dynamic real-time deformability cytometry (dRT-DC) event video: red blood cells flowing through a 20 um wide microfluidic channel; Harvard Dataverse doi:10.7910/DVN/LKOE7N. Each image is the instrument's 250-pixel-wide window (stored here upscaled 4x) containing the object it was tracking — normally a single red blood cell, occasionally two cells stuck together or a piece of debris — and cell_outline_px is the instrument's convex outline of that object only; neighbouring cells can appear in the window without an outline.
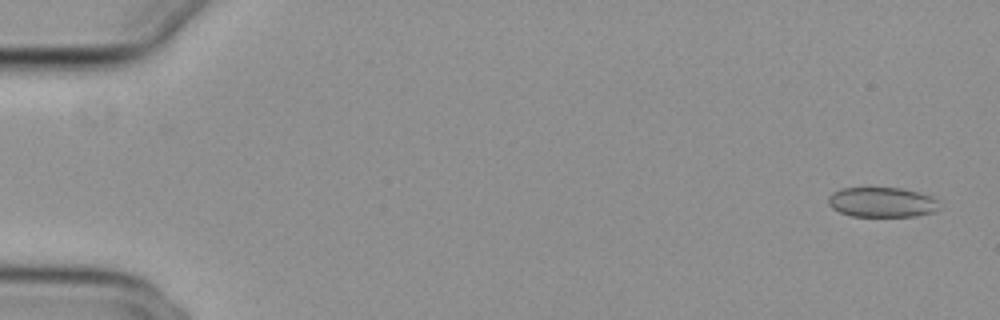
{"species": "common noctule bat (a hibernating species)", "species_latin": "Nyctalus noctula", "temperature_condition": "cold", "stored_images_in_passage": 55, "camera_frame_rate_fps": 3000, "um_per_image_px": 0.085, "animal": {"sex": "female", "body_mass_g": 29.2, "forearm_length_mm": 56.3}, "frame": {"image": 1, "passage_image": 3, "time_ms": 0.667, "image_size_px": [1000, 320], "cell_outline_px": [[940, 208], [936, 212], [916, 216], [852, 216], [840, 212], [832, 208], [828, 204], [828, 196], [832, 192], [840, 188], [868, 184], [900, 188], [932, 196], [936, 200]], "centroid_in_image_um": [74.91, 17.14], "position_along_channel_um": 10.1, "area_um2": 20.29}}
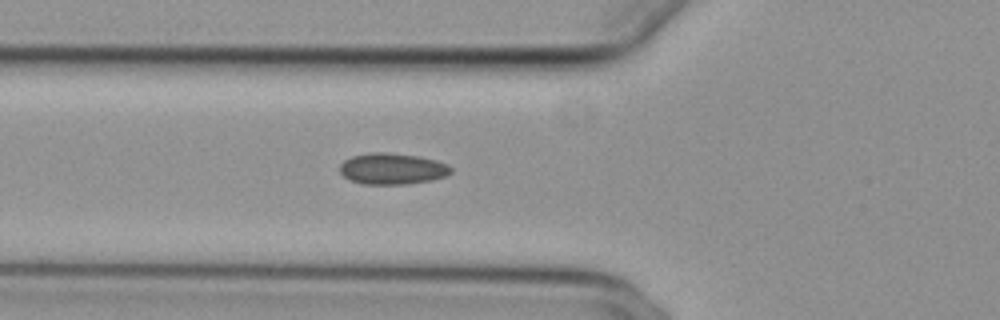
{"frame": {"image": 2, "passage_image": 21, "time_ms": 6.667, "image_size_px": [1000, 320], "cell_outline_px": [[452, 172], [448, 176], [432, 180], [404, 184], [360, 184], [348, 180], [340, 172], [340, 164], [344, 160], [352, 156], [372, 152], [388, 152], [420, 156], [436, 160], [448, 164], [452, 168]], "centroid_in_image_um": [33.36, 14.34], "position_along_channel_um": 92.4, "area_um2": 20.52}}
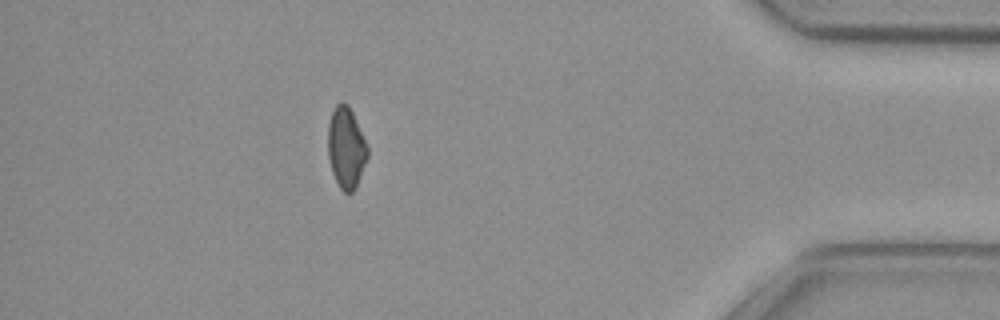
{"frame": {"image": 3, "passage_image": 49, "time_ms": 16.0, "image_size_px": [1000, 320], "cell_outline_px": [[368, 156], [356, 184], [352, 192], [344, 192], [340, 188], [332, 172], [328, 156], [328, 124], [332, 112], [336, 104], [348, 104], [352, 112], [368, 148]], "centroid_in_image_um": [29.4, 12.55], "position_along_channel_um": 405.8, "area_um2": 18.21}, "authors_computed_cell_mechanics": {"area_um2": 19.363, "velocity_mm_per_s": 3.8452, "shape_relaxation_time_tau1_ms": null, "shape_relaxation_time_tau2_ms": 2.529, "deformation_change_tau1": null, "deformation_change_tau2": 0.0778}}